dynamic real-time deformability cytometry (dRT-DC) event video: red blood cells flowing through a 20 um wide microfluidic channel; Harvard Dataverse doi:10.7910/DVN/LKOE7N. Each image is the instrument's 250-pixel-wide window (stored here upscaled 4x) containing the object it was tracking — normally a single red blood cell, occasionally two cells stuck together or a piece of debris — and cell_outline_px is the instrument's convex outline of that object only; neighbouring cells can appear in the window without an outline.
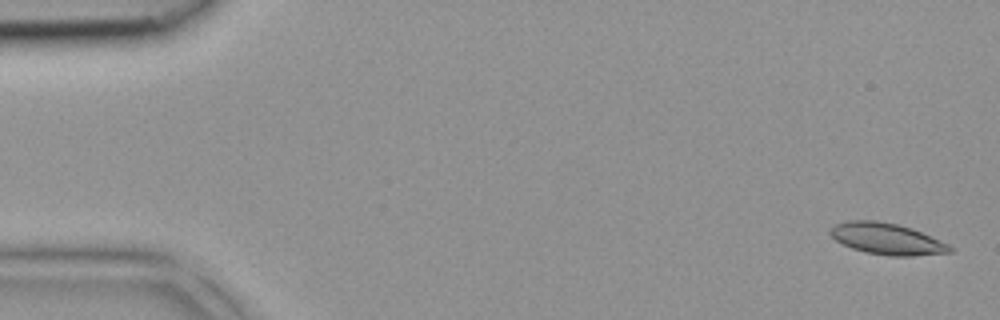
{"species": "common noctule bat (a hibernating species)", "species_latin": "Nyctalus noctula", "temperature_condition": "room temperature", "stored_images_in_passage": 10, "camera_frame_rate_fps": 3000, "um_per_image_px": 0.085, "animal": {"sex": "female", "body_mass_g": 18.4}, "frame": {"image": 1, "passage_image": 1, "time_ms": 0.0, "image_size_px": [1000, 320], "cell_outline_px": [[956, 248], [952, 252], [912, 256], [888, 256], [868, 252], [852, 248], [836, 240], [828, 232], [836, 224], [848, 220], [876, 220], [896, 224], [912, 228], [940, 240]], "centroid_in_image_um": [75.42, 20.3], "position_along_channel_um": 9.6, "area_um2": 21.79}}